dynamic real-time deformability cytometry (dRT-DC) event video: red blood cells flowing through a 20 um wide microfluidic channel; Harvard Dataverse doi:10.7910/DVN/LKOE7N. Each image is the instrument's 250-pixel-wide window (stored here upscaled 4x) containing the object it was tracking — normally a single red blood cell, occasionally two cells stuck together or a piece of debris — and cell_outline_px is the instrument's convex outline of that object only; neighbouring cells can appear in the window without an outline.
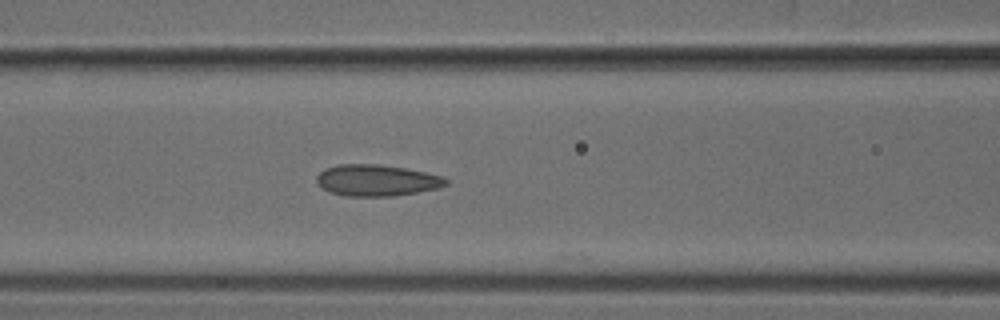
{"species": "common noctule bat (a hibernating species)", "species_latin": "Nyctalus noctula", "temperature_condition": "cold", "stored_images_in_passage": 33, "camera_frame_rate_fps": 3000, "um_per_image_px": 0.085, "animal": {"sex": "male", "body_mass_g": 18.8}, "frame": {"image": 1, "passage_image": 22, "time_ms": 7.0, "image_size_px": [1000, 320], "cell_outline_px": [[448, 184], [440, 188], [396, 196], [344, 196], [328, 192], [316, 184], [316, 176], [324, 168], [340, 164], [380, 164], [404, 168], [444, 176], [448, 180]], "centroid_in_image_um": [32.0, 15.33], "position_along_channel_um": 134.6, "area_um2": 23.99}}
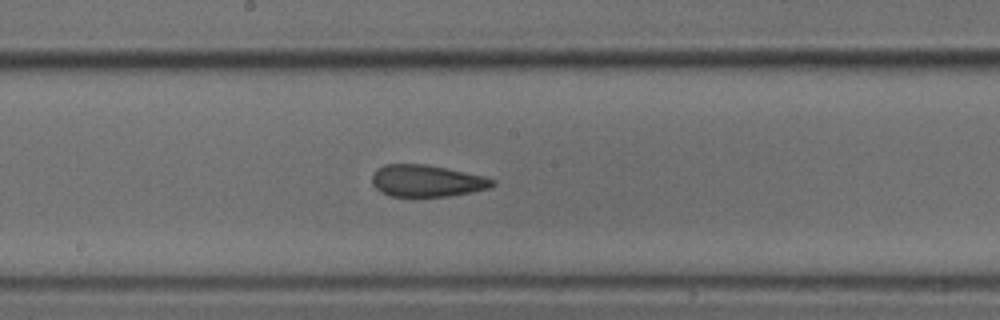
{"frame": {"image": 2, "passage_image": 28, "time_ms": 9.0, "image_size_px": [1000, 320], "cell_outline_px": [[496, 184], [488, 188], [472, 192], [448, 196], [388, 196], [380, 192], [372, 184], [372, 176], [376, 168], [384, 164], [428, 164], [448, 168], [484, 176], [496, 180]], "centroid_in_image_um": [36.26, 15.36], "position_along_channel_um": 211.9, "area_um2": 22.54}}
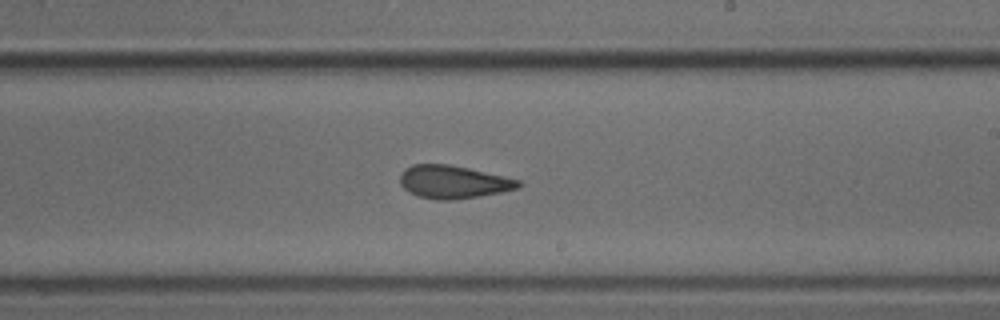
{"frame": {"image": 3, "passage_image": 31, "time_ms": 10.0, "image_size_px": [1000, 320], "cell_outline_px": [[524, 184], [520, 188], [500, 192], [456, 200], [436, 200], [416, 196], [408, 192], [400, 184], [400, 172], [404, 168], [412, 164], [448, 164], [468, 168], [504, 176], [520, 180]], "centroid_in_image_um": [38.51, 15.47], "position_along_channel_um": 250.5, "area_um2": 23.0}}